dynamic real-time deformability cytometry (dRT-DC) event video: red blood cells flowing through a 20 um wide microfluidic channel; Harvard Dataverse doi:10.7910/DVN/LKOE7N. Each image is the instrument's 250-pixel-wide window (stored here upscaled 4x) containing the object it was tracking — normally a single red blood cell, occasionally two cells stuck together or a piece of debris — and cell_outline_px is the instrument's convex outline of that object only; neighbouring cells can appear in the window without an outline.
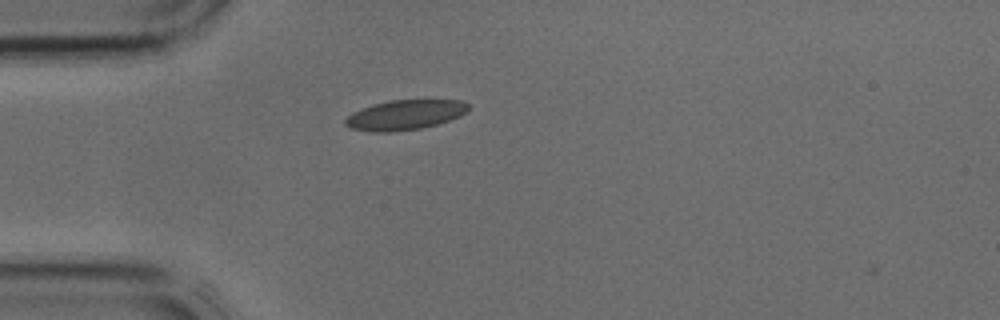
{"species": "common noctule bat (a hibernating species)", "species_latin": "Nyctalus noctula", "temperature_condition": "cold", "stored_images_in_passage": 1, "camera_frame_rate_fps": 3000, "um_per_image_px": 0.085, "animal": {"sex": "male", "body_mass_g": 17.9, "forearm_length_mm": 54.2}, "frame": {"image": 1, "passage_image": 1, "time_ms": 0.0, "image_size_px": [1000, 320], "cell_outline_px": [[472, 108], [468, 112], [460, 116], [436, 124], [420, 128], [392, 132], [368, 132], [352, 128], [344, 124], [344, 120], [352, 112], [372, 104], [392, 100], [460, 100], [472, 104]], "centroid_in_image_um": [34.45, 9.76], "position_along_channel_um": 50.5, "area_um2": 21.62}}